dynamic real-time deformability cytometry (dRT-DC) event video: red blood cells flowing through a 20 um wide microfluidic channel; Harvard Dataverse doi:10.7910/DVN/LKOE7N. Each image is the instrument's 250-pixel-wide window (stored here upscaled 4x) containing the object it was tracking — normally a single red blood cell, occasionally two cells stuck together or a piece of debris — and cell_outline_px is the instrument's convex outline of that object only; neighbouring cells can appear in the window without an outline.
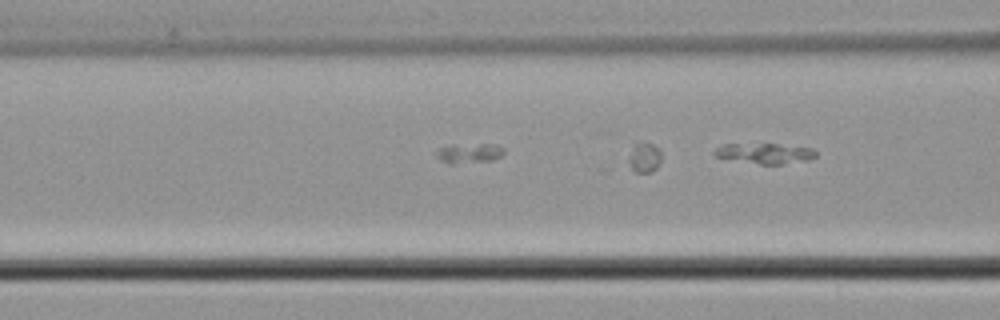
{"species": "common noctule bat (a hibernating species)", "species_latin": "Nyctalus noctula", "temperature_condition": "cold", "stored_images_in_passage": 6, "camera_frame_rate_fps": 3000, "um_per_image_px": 0.085, "animal": {"sex": "male", "body_mass_g": 21.5, "forearm_length_mm": 52.0}, "frame": {"image": 1, "passage_image": 6, "time_ms": 1.667, "image_size_px": [1000, 320], "cell_outline_px": [[816, 156], [808, 160], [780, 164], [760, 164], [716, 156], [712, 152], [716, 148], [724, 144], [776, 144], [812, 148], [816, 152]], "centroid_in_image_um": [65.03, 13.03], "position_along_channel_um": 101.6, "area_um2": 11.73}}